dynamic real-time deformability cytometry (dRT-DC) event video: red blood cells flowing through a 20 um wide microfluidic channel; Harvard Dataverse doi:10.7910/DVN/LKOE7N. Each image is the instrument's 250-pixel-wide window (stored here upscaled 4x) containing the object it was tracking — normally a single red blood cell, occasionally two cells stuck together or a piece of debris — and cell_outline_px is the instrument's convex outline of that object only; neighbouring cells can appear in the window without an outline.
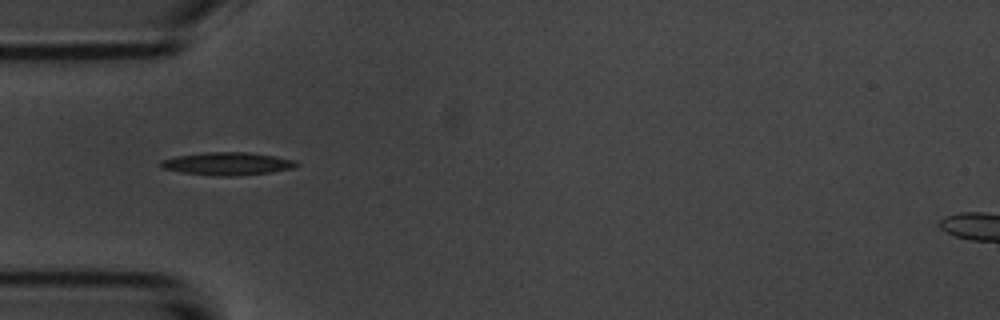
{"species": "common noctule bat (a hibernating species)", "species_latin": "Nyctalus noctula", "temperature_condition": "room temperature", "stored_images_in_passage": 5, "camera_frame_rate_fps": 3000, "um_per_image_px": 0.085, "animal": {"sex": "male", "body_mass_g": 20.1, "forearm_length_mm": 53.5}, "frame": {"image": 1, "passage_image": 3, "time_ms": 2.333, "image_size_px": [1000, 320], "cell_outline_px": [[300, 164], [292, 168], [268, 172], [232, 176], [216, 176], [184, 172], [164, 168], [160, 164], [160, 160], [176, 156], [208, 152], [248, 152], [296, 160]], "centroid_in_image_um": [19.33, 13.9], "position_along_channel_um": 65.7, "area_um2": 17.69}}
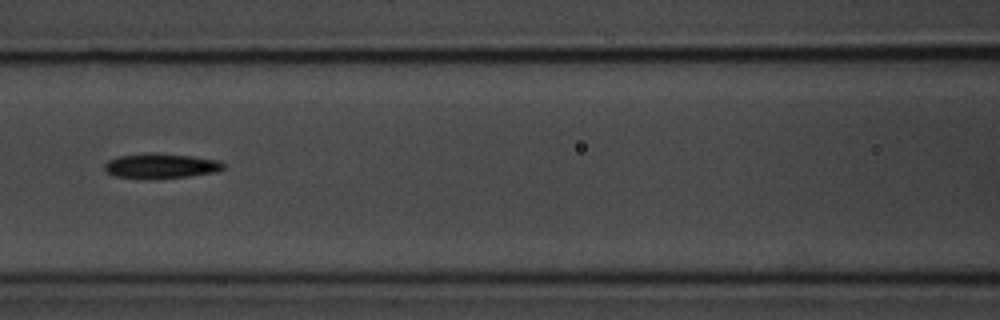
{"frame": {"image": 2, "passage_image": 5, "time_ms": 4.667, "image_size_px": [1000, 320], "cell_outline_px": [[224, 168], [216, 172], [188, 176], [148, 180], [116, 176], [108, 172], [104, 168], [104, 164], [108, 160], [120, 156], [148, 152], [152, 152], [192, 156], [220, 160], [224, 164]], "centroid_in_image_um": [13.67, 14.1], "position_along_channel_um": 152.9, "area_um2": 17.51}}